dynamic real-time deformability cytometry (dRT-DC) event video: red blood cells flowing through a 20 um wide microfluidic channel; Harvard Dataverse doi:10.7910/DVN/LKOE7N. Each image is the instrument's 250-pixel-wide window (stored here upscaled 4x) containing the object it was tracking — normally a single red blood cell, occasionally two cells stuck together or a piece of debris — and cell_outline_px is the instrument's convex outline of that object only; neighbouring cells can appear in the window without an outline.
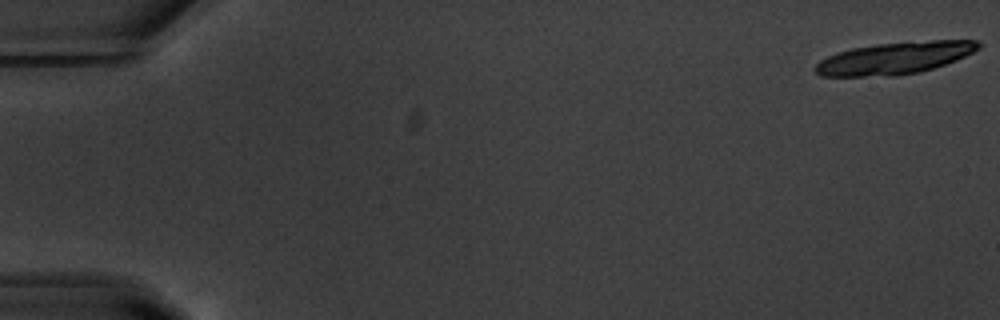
{"species": "common noctule bat (a hibernating species)", "species_latin": "Nyctalus noctula", "temperature_condition": "warm", "stored_images_in_passage": 22, "camera_frame_rate_fps": 3000, "um_per_image_px": 0.085, "animal": {"sex": "male", "body_mass_g": 20.1, "forearm_length_mm": 53.5}, "frame": {"image": 1, "passage_image": 1, "time_ms": 0.0, "image_size_px": [1000, 320], "cell_outline_px": [[980, 48], [956, 60], [920, 72], [896, 76], [820, 76], [812, 68], [820, 60], [836, 52], [852, 48], [876, 44], [932, 40], [976, 40], [980, 44]], "centroid_in_image_um": [76.01, 4.94], "position_along_channel_um": 9.0, "area_um2": 30.4}}